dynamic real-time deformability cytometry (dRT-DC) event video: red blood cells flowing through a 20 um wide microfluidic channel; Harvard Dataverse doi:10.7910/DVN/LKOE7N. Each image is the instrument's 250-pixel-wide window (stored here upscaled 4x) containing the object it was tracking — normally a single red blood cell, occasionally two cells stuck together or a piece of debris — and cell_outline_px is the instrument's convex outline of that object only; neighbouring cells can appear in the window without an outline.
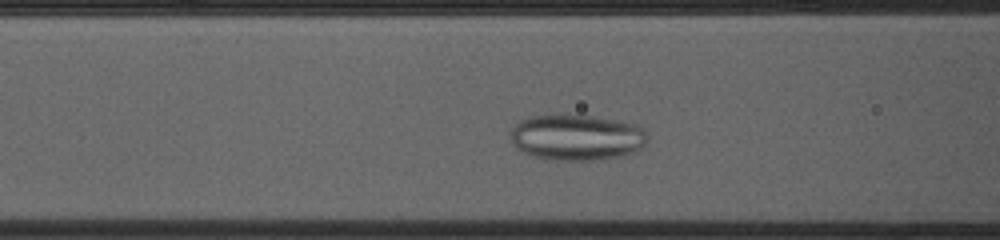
{"species": "common noctule bat (a hibernating species)", "species_latin": "Nyctalus noctula", "temperature_condition": "cold", "stored_images_in_passage": 36, "camera_frame_rate_fps": 3000, "um_per_image_px": 0.085, "animal": {"sex": "female", "body_mass_g": 23.0, "forearm_length_mm": 53.4}, "frame": {"image": 1, "passage_image": 11, "time_ms": 3.333, "image_size_px": [1000, 240], "cell_outline_px": [[648, 136], [644, 144], [640, 148], [632, 152], [620, 156], [604, 160], [552, 160], [536, 156], [524, 152], [516, 148], [512, 144], [512, 128], [520, 120], [532, 116], [556, 112], [568, 112], [596, 116], [616, 120], [632, 124], [644, 128]], "centroid_in_image_um": [49.0, 11.64], "position_along_channel_um": 117.6, "area_um2": 37.34}}
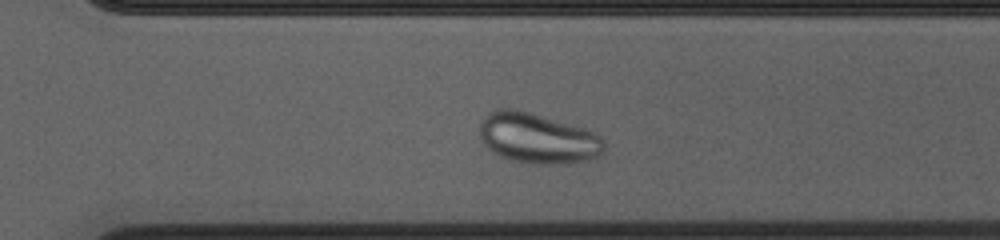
{"frame": {"image": 2, "passage_image": 28, "time_ms": 9.0, "image_size_px": [1000, 240], "cell_outline_px": [[604, 148], [596, 156], [588, 160], [568, 164], [528, 164], [508, 160], [492, 152], [484, 144], [480, 136], [480, 120], [488, 112], [496, 108], [516, 108], [584, 128], [600, 136], [604, 140]], "centroid_in_image_um": [45.65, 11.75], "position_along_channel_um": 325.0, "area_um2": 36.88}}
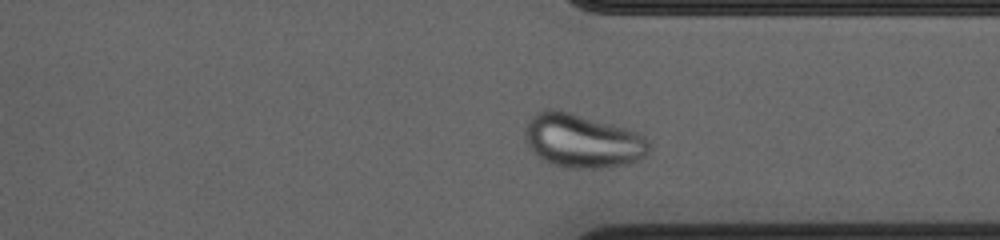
{"frame": {"image": 3, "passage_image": 31, "time_ms": 10.0, "image_size_px": [1000, 240], "cell_outline_px": [[652, 148], [648, 156], [640, 160], [628, 164], [604, 168], [564, 168], [552, 164], [544, 160], [528, 144], [524, 136], [524, 128], [528, 120], [536, 112], [544, 108], [552, 108], [568, 112], [624, 128], [636, 132], [644, 136], [648, 140]], "centroid_in_image_um": [49.53, 11.98], "position_along_channel_um": 361.9, "area_um2": 38.96}}